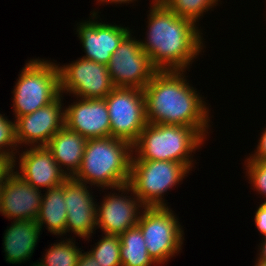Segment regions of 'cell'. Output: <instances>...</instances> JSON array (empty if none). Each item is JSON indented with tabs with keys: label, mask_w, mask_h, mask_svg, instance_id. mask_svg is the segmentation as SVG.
<instances>
[{
	"label": "cell",
	"mask_w": 266,
	"mask_h": 266,
	"mask_svg": "<svg viewBox=\"0 0 266 266\" xmlns=\"http://www.w3.org/2000/svg\"><path fill=\"white\" fill-rule=\"evenodd\" d=\"M255 226L258 231L266 238V201H263L260 206L257 207L254 215Z\"/></svg>",
	"instance_id": "28"
},
{
	"label": "cell",
	"mask_w": 266,
	"mask_h": 266,
	"mask_svg": "<svg viewBox=\"0 0 266 266\" xmlns=\"http://www.w3.org/2000/svg\"><path fill=\"white\" fill-rule=\"evenodd\" d=\"M88 252L101 266H122L119 235H106Z\"/></svg>",
	"instance_id": "24"
},
{
	"label": "cell",
	"mask_w": 266,
	"mask_h": 266,
	"mask_svg": "<svg viewBox=\"0 0 266 266\" xmlns=\"http://www.w3.org/2000/svg\"><path fill=\"white\" fill-rule=\"evenodd\" d=\"M76 266H101L98 262L87 252L80 253Z\"/></svg>",
	"instance_id": "30"
},
{
	"label": "cell",
	"mask_w": 266,
	"mask_h": 266,
	"mask_svg": "<svg viewBox=\"0 0 266 266\" xmlns=\"http://www.w3.org/2000/svg\"><path fill=\"white\" fill-rule=\"evenodd\" d=\"M162 2L179 17L197 24L204 13L210 9L212 11V8L218 5L219 0H162Z\"/></svg>",
	"instance_id": "23"
},
{
	"label": "cell",
	"mask_w": 266,
	"mask_h": 266,
	"mask_svg": "<svg viewBox=\"0 0 266 266\" xmlns=\"http://www.w3.org/2000/svg\"><path fill=\"white\" fill-rule=\"evenodd\" d=\"M91 20H82L77 23V33L86 55L84 59L93 60L99 64L109 63L112 54L119 47L122 40L132 32L122 25L99 22L98 11H92ZM94 18V19H93Z\"/></svg>",
	"instance_id": "13"
},
{
	"label": "cell",
	"mask_w": 266,
	"mask_h": 266,
	"mask_svg": "<svg viewBox=\"0 0 266 266\" xmlns=\"http://www.w3.org/2000/svg\"><path fill=\"white\" fill-rule=\"evenodd\" d=\"M77 100L65 108V125L86 139L110 137V118L105 99L77 97Z\"/></svg>",
	"instance_id": "16"
},
{
	"label": "cell",
	"mask_w": 266,
	"mask_h": 266,
	"mask_svg": "<svg viewBox=\"0 0 266 266\" xmlns=\"http://www.w3.org/2000/svg\"><path fill=\"white\" fill-rule=\"evenodd\" d=\"M104 99L110 118V136L133 145L148 124L144 91L115 87Z\"/></svg>",
	"instance_id": "8"
},
{
	"label": "cell",
	"mask_w": 266,
	"mask_h": 266,
	"mask_svg": "<svg viewBox=\"0 0 266 266\" xmlns=\"http://www.w3.org/2000/svg\"><path fill=\"white\" fill-rule=\"evenodd\" d=\"M40 233V227L34 220H13L3 237L7 263L21 264L30 261L28 259L34 253Z\"/></svg>",
	"instance_id": "18"
},
{
	"label": "cell",
	"mask_w": 266,
	"mask_h": 266,
	"mask_svg": "<svg viewBox=\"0 0 266 266\" xmlns=\"http://www.w3.org/2000/svg\"><path fill=\"white\" fill-rule=\"evenodd\" d=\"M189 172L178 162L132 160L128 185L145 207H167L164 194L180 184Z\"/></svg>",
	"instance_id": "6"
},
{
	"label": "cell",
	"mask_w": 266,
	"mask_h": 266,
	"mask_svg": "<svg viewBox=\"0 0 266 266\" xmlns=\"http://www.w3.org/2000/svg\"><path fill=\"white\" fill-rule=\"evenodd\" d=\"M169 207H145L137 222L148 254L156 265L167 263L179 253L185 240L178 216Z\"/></svg>",
	"instance_id": "7"
},
{
	"label": "cell",
	"mask_w": 266,
	"mask_h": 266,
	"mask_svg": "<svg viewBox=\"0 0 266 266\" xmlns=\"http://www.w3.org/2000/svg\"><path fill=\"white\" fill-rule=\"evenodd\" d=\"M14 157L4 153H0V185L14 172Z\"/></svg>",
	"instance_id": "27"
},
{
	"label": "cell",
	"mask_w": 266,
	"mask_h": 266,
	"mask_svg": "<svg viewBox=\"0 0 266 266\" xmlns=\"http://www.w3.org/2000/svg\"><path fill=\"white\" fill-rule=\"evenodd\" d=\"M41 192L13 172L2 185L0 213L11 220L36 221L42 202Z\"/></svg>",
	"instance_id": "17"
},
{
	"label": "cell",
	"mask_w": 266,
	"mask_h": 266,
	"mask_svg": "<svg viewBox=\"0 0 266 266\" xmlns=\"http://www.w3.org/2000/svg\"><path fill=\"white\" fill-rule=\"evenodd\" d=\"M255 266H266V262H263V261L257 260V261L255 262Z\"/></svg>",
	"instance_id": "33"
},
{
	"label": "cell",
	"mask_w": 266,
	"mask_h": 266,
	"mask_svg": "<svg viewBox=\"0 0 266 266\" xmlns=\"http://www.w3.org/2000/svg\"><path fill=\"white\" fill-rule=\"evenodd\" d=\"M63 95L56 100L14 119L17 146H46L50 139L65 125ZM26 145V146H25Z\"/></svg>",
	"instance_id": "12"
},
{
	"label": "cell",
	"mask_w": 266,
	"mask_h": 266,
	"mask_svg": "<svg viewBox=\"0 0 266 266\" xmlns=\"http://www.w3.org/2000/svg\"><path fill=\"white\" fill-rule=\"evenodd\" d=\"M132 156L133 145L126 140L111 136L87 139L80 169L73 178L104 190L126 185Z\"/></svg>",
	"instance_id": "3"
},
{
	"label": "cell",
	"mask_w": 266,
	"mask_h": 266,
	"mask_svg": "<svg viewBox=\"0 0 266 266\" xmlns=\"http://www.w3.org/2000/svg\"><path fill=\"white\" fill-rule=\"evenodd\" d=\"M86 144V138L64 125L50 139L46 147L51 151L59 167L61 169L63 167L67 176L73 177L80 169Z\"/></svg>",
	"instance_id": "19"
},
{
	"label": "cell",
	"mask_w": 266,
	"mask_h": 266,
	"mask_svg": "<svg viewBox=\"0 0 266 266\" xmlns=\"http://www.w3.org/2000/svg\"><path fill=\"white\" fill-rule=\"evenodd\" d=\"M7 118L5 114L0 113V153L13 156L14 166H16L18 158L15 155L19 153L17 151L19 148L15 139V121L12 122Z\"/></svg>",
	"instance_id": "25"
},
{
	"label": "cell",
	"mask_w": 266,
	"mask_h": 266,
	"mask_svg": "<svg viewBox=\"0 0 266 266\" xmlns=\"http://www.w3.org/2000/svg\"><path fill=\"white\" fill-rule=\"evenodd\" d=\"M122 266H152L156 264L149 256L142 231L138 226L119 235Z\"/></svg>",
	"instance_id": "21"
},
{
	"label": "cell",
	"mask_w": 266,
	"mask_h": 266,
	"mask_svg": "<svg viewBox=\"0 0 266 266\" xmlns=\"http://www.w3.org/2000/svg\"><path fill=\"white\" fill-rule=\"evenodd\" d=\"M186 71H158L143 89L148 123L190 126L206 139L209 107L185 76ZM185 77V78H184Z\"/></svg>",
	"instance_id": "2"
},
{
	"label": "cell",
	"mask_w": 266,
	"mask_h": 266,
	"mask_svg": "<svg viewBox=\"0 0 266 266\" xmlns=\"http://www.w3.org/2000/svg\"><path fill=\"white\" fill-rule=\"evenodd\" d=\"M151 4L141 48L158 71H186L205 47L202 29L173 13L162 1Z\"/></svg>",
	"instance_id": "1"
},
{
	"label": "cell",
	"mask_w": 266,
	"mask_h": 266,
	"mask_svg": "<svg viewBox=\"0 0 266 266\" xmlns=\"http://www.w3.org/2000/svg\"><path fill=\"white\" fill-rule=\"evenodd\" d=\"M263 239L261 241L262 242L261 245L258 246V247H260L259 248V252L260 253L258 254L256 260H260V261L266 262V238H263Z\"/></svg>",
	"instance_id": "31"
},
{
	"label": "cell",
	"mask_w": 266,
	"mask_h": 266,
	"mask_svg": "<svg viewBox=\"0 0 266 266\" xmlns=\"http://www.w3.org/2000/svg\"><path fill=\"white\" fill-rule=\"evenodd\" d=\"M22 152L17 153L19 169L16 166L17 170L14 172L35 189L48 190L63 184L69 178L46 146H31Z\"/></svg>",
	"instance_id": "15"
},
{
	"label": "cell",
	"mask_w": 266,
	"mask_h": 266,
	"mask_svg": "<svg viewBox=\"0 0 266 266\" xmlns=\"http://www.w3.org/2000/svg\"><path fill=\"white\" fill-rule=\"evenodd\" d=\"M204 139L194 127L148 123L133 144L132 160L173 161L192 171V154L202 148Z\"/></svg>",
	"instance_id": "4"
},
{
	"label": "cell",
	"mask_w": 266,
	"mask_h": 266,
	"mask_svg": "<svg viewBox=\"0 0 266 266\" xmlns=\"http://www.w3.org/2000/svg\"><path fill=\"white\" fill-rule=\"evenodd\" d=\"M90 191L89 185L87 186L73 177H69L64 182V201L67 204L65 234L67 235L71 231L86 241L97 229V203Z\"/></svg>",
	"instance_id": "14"
},
{
	"label": "cell",
	"mask_w": 266,
	"mask_h": 266,
	"mask_svg": "<svg viewBox=\"0 0 266 266\" xmlns=\"http://www.w3.org/2000/svg\"><path fill=\"white\" fill-rule=\"evenodd\" d=\"M1 189H2V185H0V199H1Z\"/></svg>",
	"instance_id": "34"
},
{
	"label": "cell",
	"mask_w": 266,
	"mask_h": 266,
	"mask_svg": "<svg viewBox=\"0 0 266 266\" xmlns=\"http://www.w3.org/2000/svg\"><path fill=\"white\" fill-rule=\"evenodd\" d=\"M13 89L15 118L47 106L60 95L58 64L45 59H31L20 71Z\"/></svg>",
	"instance_id": "5"
},
{
	"label": "cell",
	"mask_w": 266,
	"mask_h": 266,
	"mask_svg": "<svg viewBox=\"0 0 266 266\" xmlns=\"http://www.w3.org/2000/svg\"><path fill=\"white\" fill-rule=\"evenodd\" d=\"M59 67L60 93L75 98L104 99L115 87L107 66L93 60L78 58Z\"/></svg>",
	"instance_id": "10"
},
{
	"label": "cell",
	"mask_w": 266,
	"mask_h": 266,
	"mask_svg": "<svg viewBox=\"0 0 266 266\" xmlns=\"http://www.w3.org/2000/svg\"><path fill=\"white\" fill-rule=\"evenodd\" d=\"M75 238L63 239L61 242L54 243L46 249L40 262L33 263V266H76L80 253L84 250L76 246ZM74 241V242H73Z\"/></svg>",
	"instance_id": "22"
},
{
	"label": "cell",
	"mask_w": 266,
	"mask_h": 266,
	"mask_svg": "<svg viewBox=\"0 0 266 266\" xmlns=\"http://www.w3.org/2000/svg\"><path fill=\"white\" fill-rule=\"evenodd\" d=\"M42 195V202L38 217L36 219L37 225L42 231L45 224L46 229L58 236L65 235V228L67 222V204L64 201V183L50 188Z\"/></svg>",
	"instance_id": "20"
},
{
	"label": "cell",
	"mask_w": 266,
	"mask_h": 266,
	"mask_svg": "<svg viewBox=\"0 0 266 266\" xmlns=\"http://www.w3.org/2000/svg\"><path fill=\"white\" fill-rule=\"evenodd\" d=\"M130 32L112 54L107 70L114 87L144 89L158 72L148 54Z\"/></svg>",
	"instance_id": "9"
},
{
	"label": "cell",
	"mask_w": 266,
	"mask_h": 266,
	"mask_svg": "<svg viewBox=\"0 0 266 266\" xmlns=\"http://www.w3.org/2000/svg\"><path fill=\"white\" fill-rule=\"evenodd\" d=\"M113 190H117L118 195L115 191L108 192L96 208V228H100L106 235H120L127 229L136 227L140 214L145 208L128 184ZM129 192L133 196H127Z\"/></svg>",
	"instance_id": "11"
},
{
	"label": "cell",
	"mask_w": 266,
	"mask_h": 266,
	"mask_svg": "<svg viewBox=\"0 0 266 266\" xmlns=\"http://www.w3.org/2000/svg\"><path fill=\"white\" fill-rule=\"evenodd\" d=\"M100 4H105L106 3V5L108 4V3H110V4H121L122 5V3L124 4V3H126V5H127V3H128V5H129V3H132L133 1H137V0H97Z\"/></svg>",
	"instance_id": "32"
},
{
	"label": "cell",
	"mask_w": 266,
	"mask_h": 266,
	"mask_svg": "<svg viewBox=\"0 0 266 266\" xmlns=\"http://www.w3.org/2000/svg\"><path fill=\"white\" fill-rule=\"evenodd\" d=\"M245 172L253 189L266 198V161L250 160L246 158ZM266 201V199H264Z\"/></svg>",
	"instance_id": "26"
},
{
	"label": "cell",
	"mask_w": 266,
	"mask_h": 266,
	"mask_svg": "<svg viewBox=\"0 0 266 266\" xmlns=\"http://www.w3.org/2000/svg\"><path fill=\"white\" fill-rule=\"evenodd\" d=\"M261 136L258 140L257 148L254 150V154H251L247 158L250 160L266 161V128L261 132Z\"/></svg>",
	"instance_id": "29"
}]
</instances>
